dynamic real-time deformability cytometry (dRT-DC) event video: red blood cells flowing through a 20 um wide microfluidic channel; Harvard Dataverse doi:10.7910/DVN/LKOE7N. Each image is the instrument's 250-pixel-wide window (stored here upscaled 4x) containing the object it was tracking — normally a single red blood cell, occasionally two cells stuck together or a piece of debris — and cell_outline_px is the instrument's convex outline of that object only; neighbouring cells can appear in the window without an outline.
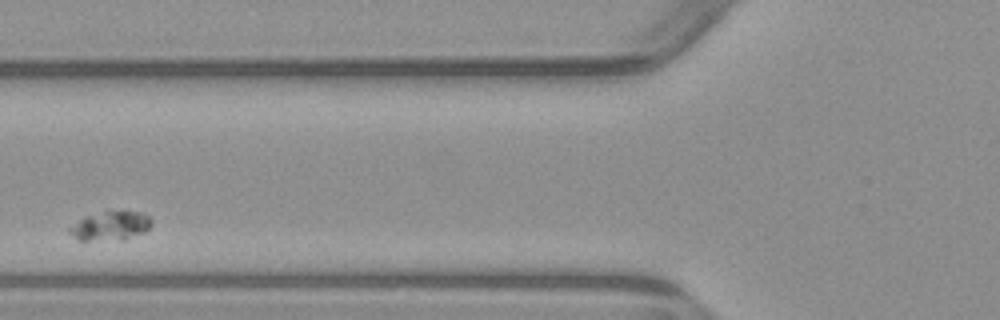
{"species": "common noctule bat (a hibernating species)", "species_latin": "Nyctalus noctula", "temperature_condition": "warm", "stored_images_in_passage": 7, "camera_frame_rate_fps": 3000, "um_per_image_px": 0.085, "animal": {"sex": "male", "body_mass_g": 23.1, "forearm_length_mm": 52.7}, "frame": {"image": 1, "passage_image": 2, "time_ms": 1.333, "image_size_px": [1000, 320], "cell_outline_px": [[152, 224], [144, 232], [124, 240], [76, 240], [68, 232], [68, 228], [84, 216], [124, 208], [140, 212], [148, 216], [152, 220]], "centroid_in_image_um": [9.4, 19.18], "position_along_channel_um": 116.4, "area_um2": 14.28}}
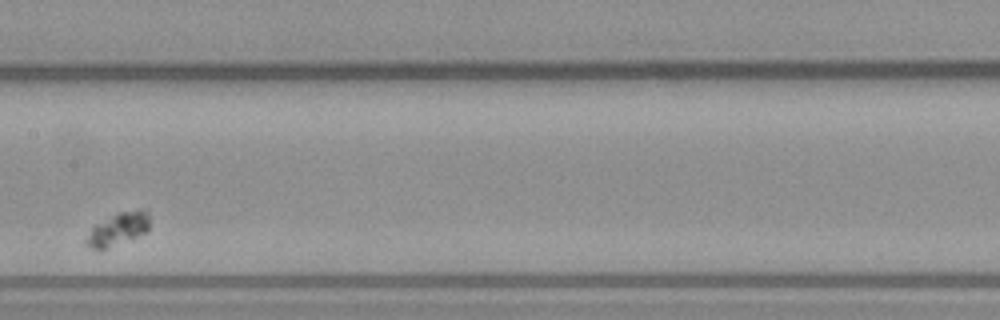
{"frame": {"image": 2, "passage_image": 4, "time_ms": 3.667, "image_size_px": [1000, 320], "cell_outline_px": [[148, 232], [104, 248], [92, 248], [84, 244], [84, 240], [92, 228], [96, 224], [116, 212], [140, 208], [148, 208]], "centroid_in_image_um": [10.06, 19.41], "position_along_channel_um": 197.3, "area_um2": 12.02}}
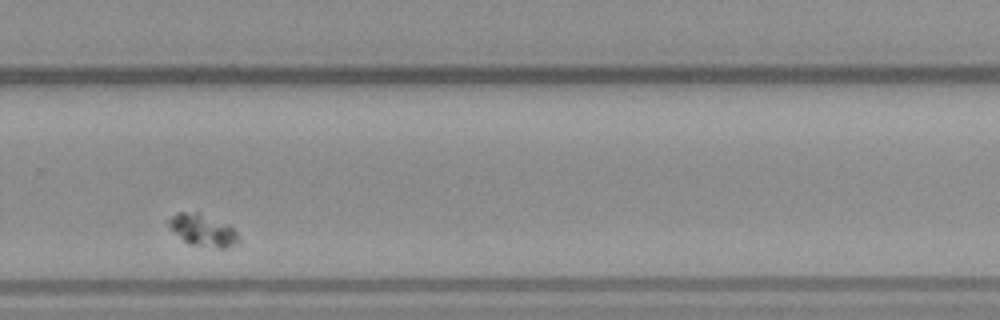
{"frame": {"image": 3, "passage_image": 7, "time_ms": 7.0, "image_size_px": [1000, 320], "cell_outline_px": [[240, 244], [224, 248], [220, 248], [188, 244], [168, 228], [164, 220], [176, 212], [200, 212], [228, 224], [236, 232], [240, 240]], "centroid_in_image_um": [17.19, 19.55], "position_along_channel_um": 312.6, "area_um2": 13.47}}